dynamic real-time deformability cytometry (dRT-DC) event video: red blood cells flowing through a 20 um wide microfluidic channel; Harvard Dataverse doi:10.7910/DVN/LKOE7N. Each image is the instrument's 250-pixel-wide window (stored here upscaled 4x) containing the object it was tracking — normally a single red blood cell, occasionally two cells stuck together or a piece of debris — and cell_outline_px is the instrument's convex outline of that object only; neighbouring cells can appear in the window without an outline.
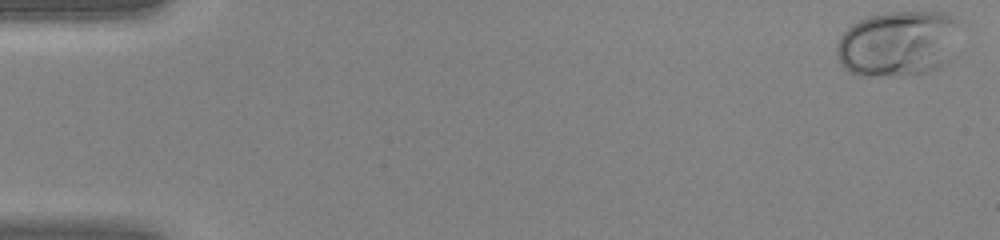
{"species": "human", "species_latin": "Homo sapiens", "temperature_condition": "warm", "stored_images_in_passage": 45, "camera_frame_rate_fps": 3000, "um_per_image_px": 0.085, "donor": {"sex": "female"}, "frame": {"image": 1, "passage_image": 1, "time_ms": 0.0, "image_size_px": [1000, 240], "cell_outline_px": [[960, 24], [952, 60], [948, 64], [940, 68], [928, 72], [876, 76], [856, 76], [844, 68], [840, 64], [836, 52], [836, 48], [840, 36], [852, 24], [868, 16], [888, 12], [944, 12], [952, 16]], "centroid_in_image_um": [76.36, 3.71], "position_along_channel_um": 8.6, "area_um2": 47.74}}
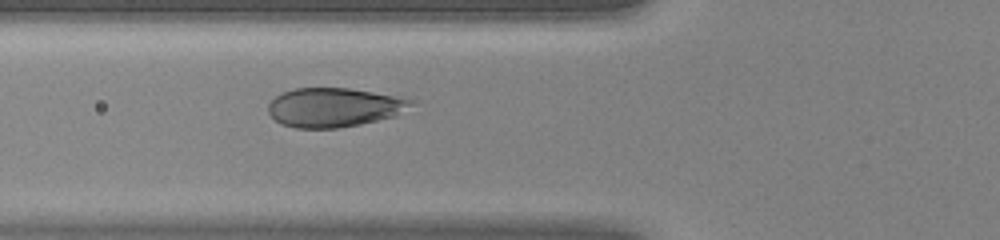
{"frame": {"image": 2, "passage_image": 17, "time_ms": 5.333, "image_size_px": [1000, 240], "cell_outline_px": [[416, 100], [412, 104], [396, 116], [360, 124], [336, 128], [296, 128], [280, 124], [268, 112], [268, 104], [280, 92], [292, 88], [348, 88], [372, 92]], "centroid_in_image_um": [28.35, 9.12], "position_along_channel_um": 97.5, "area_um2": 32.48}}
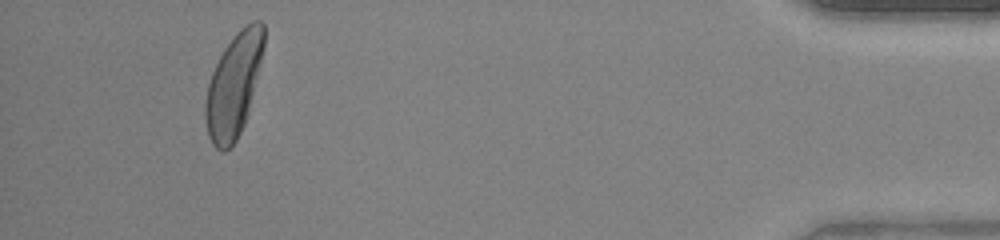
{"frame": {"image": 3, "passage_image": 42, "time_ms": 13.667, "image_size_px": [1000, 240], "cell_outline_px": [[264, 48], [248, 112], [244, 124], [236, 140], [224, 152], [220, 152], [212, 144], [208, 136], [204, 116], [204, 104], [208, 84], [212, 72], [224, 48], [236, 32], [240, 28], [252, 20], [260, 20], [264, 24]], "centroid_in_image_um": [19.85, 7.24], "position_along_channel_um": 415.4, "area_um2": 35.2}}